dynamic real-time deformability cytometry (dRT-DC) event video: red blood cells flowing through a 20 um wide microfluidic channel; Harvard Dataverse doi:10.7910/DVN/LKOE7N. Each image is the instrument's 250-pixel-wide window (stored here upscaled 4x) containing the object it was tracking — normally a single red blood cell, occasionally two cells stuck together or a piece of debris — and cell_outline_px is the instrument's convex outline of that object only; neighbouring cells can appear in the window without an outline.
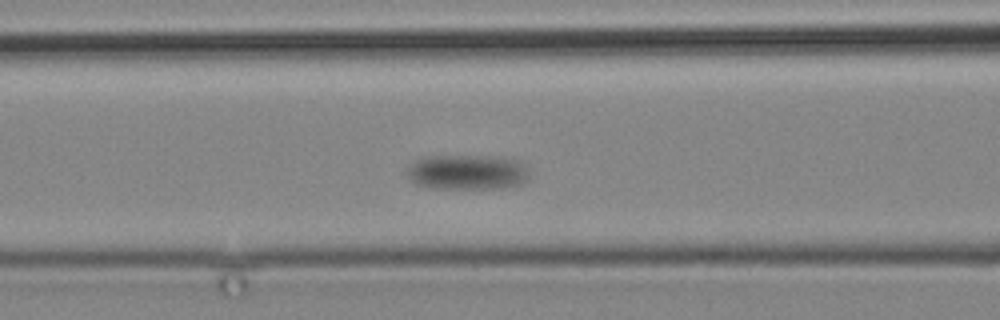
{"species": "common noctule bat (a hibernating species)", "species_latin": "Nyctalus noctula", "temperature_condition": "cold", "stored_images_in_passage": 7, "camera_frame_rate_fps": 3000, "um_per_image_px": 0.085, "animal": {"sex": "male", "body_mass_g": 19.2, "forearm_length_mm": 51.8}, "frame": {"image": 1, "passage_image": 6, "time_ms": 6.333, "image_size_px": [1000, 320], "cell_outline_px": [[528, 176], [520, 184], [504, 188], [428, 188], [416, 184], [408, 180], [404, 176], [404, 172], [416, 160], [428, 156], [500, 156], [516, 160], [524, 164], [528, 172]], "centroid_in_image_um": [39.65, 14.63], "position_along_channel_um": 126.9, "area_um2": 25.2}}